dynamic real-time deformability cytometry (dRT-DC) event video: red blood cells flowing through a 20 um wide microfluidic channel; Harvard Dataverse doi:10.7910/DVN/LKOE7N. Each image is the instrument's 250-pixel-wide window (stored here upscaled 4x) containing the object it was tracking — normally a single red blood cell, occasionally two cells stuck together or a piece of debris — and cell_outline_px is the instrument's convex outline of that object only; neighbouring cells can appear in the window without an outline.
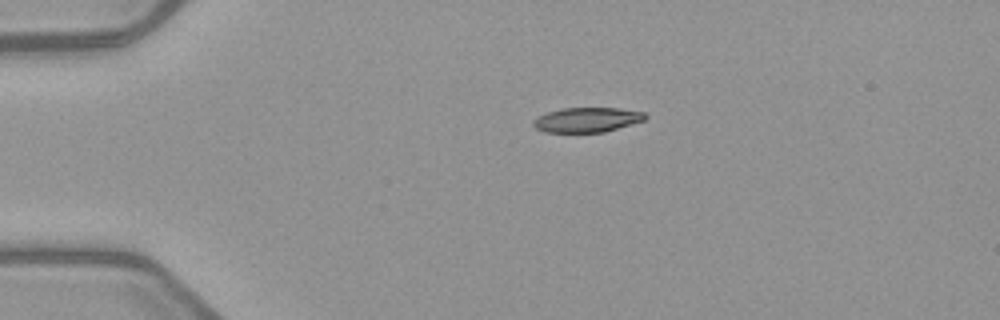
{"species": "common noctule bat (a hibernating species)", "species_latin": "Nyctalus noctula", "temperature_condition": "warm", "stored_images_in_passage": 1, "camera_frame_rate_fps": 3000, "um_per_image_px": 0.085, "animal": {"sex": "female", "body_mass_g": 21.9}, "frame": {"image": 1, "passage_image": 1, "time_ms": 0.0, "image_size_px": [1000, 320], "cell_outline_px": [[648, 116], [644, 120], [604, 132], [544, 132], [536, 128], [532, 124], [532, 120], [536, 116], [560, 108], [620, 108], [644, 112]], "centroid_in_image_um": [49.86, 10.17], "position_along_channel_um": 35.1, "area_um2": 16.18}}